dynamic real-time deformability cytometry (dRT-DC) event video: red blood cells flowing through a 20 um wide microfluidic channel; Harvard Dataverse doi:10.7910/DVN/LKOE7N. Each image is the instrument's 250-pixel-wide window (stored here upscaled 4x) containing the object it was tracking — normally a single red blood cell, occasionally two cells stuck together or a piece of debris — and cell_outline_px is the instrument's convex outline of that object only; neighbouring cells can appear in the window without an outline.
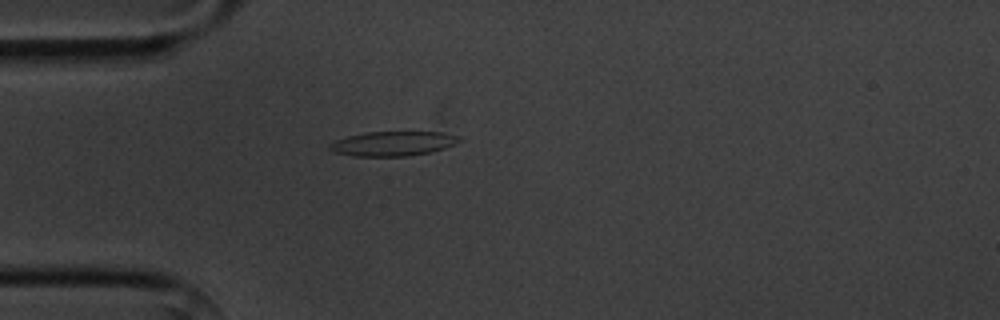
{"species": "common noctule bat (a hibernating species)", "species_latin": "Nyctalus noctula", "temperature_condition": "cold", "stored_images_in_passage": 5, "camera_frame_rate_fps": 3000, "um_per_image_px": 0.085, "animal": {"sex": "male", "body_mass_g": 20.1, "forearm_length_mm": 53.5}, "frame": {"image": 1, "passage_image": 5, "time_ms": 4.333, "image_size_px": [1000, 320], "cell_outline_px": [[460, 140], [456, 144], [432, 152], [408, 156], [352, 156], [336, 152], [328, 148], [336, 140], [348, 136], [364, 132], [444, 132], [460, 136]], "centroid_in_image_um": [33.45, 12.2], "position_along_channel_um": 51.5, "area_um2": 18.5}}